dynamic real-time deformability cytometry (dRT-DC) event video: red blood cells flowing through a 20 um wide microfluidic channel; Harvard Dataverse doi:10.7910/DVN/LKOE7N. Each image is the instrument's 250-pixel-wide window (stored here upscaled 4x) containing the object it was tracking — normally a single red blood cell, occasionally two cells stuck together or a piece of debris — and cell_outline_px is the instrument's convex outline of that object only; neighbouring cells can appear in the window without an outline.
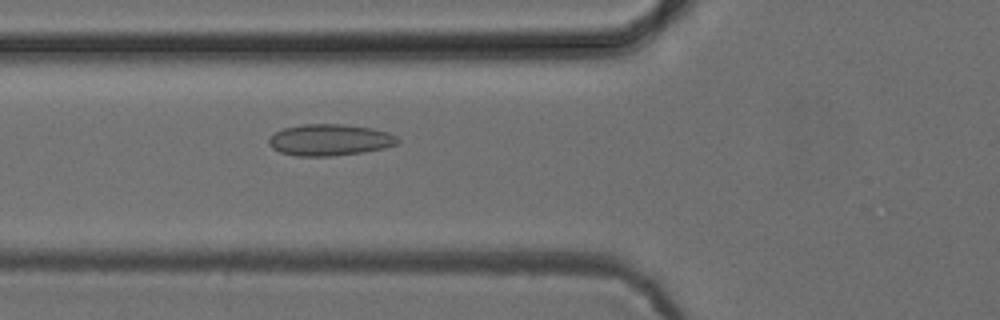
{"species": "common noctule bat (a hibernating species)", "species_latin": "Nyctalus noctula", "temperature_condition": "cold", "stored_images_in_passage": 45, "camera_frame_rate_fps": 3000, "um_per_image_px": 0.085, "animal": {"sex": "female", "body_mass_g": 24.6, "forearm_length_mm": 56.2}, "frame": {"image": 1, "passage_image": 19, "time_ms": 6.0, "image_size_px": [1000, 320], "cell_outline_px": [[400, 140], [396, 144], [384, 148], [364, 152], [332, 156], [296, 156], [280, 152], [272, 148], [268, 144], [268, 140], [276, 132], [284, 128], [304, 124], [344, 124], [372, 128], [388, 132], [396, 136]], "centroid_in_image_um": [28.04, 11.89], "position_along_channel_um": 97.8, "area_um2": 23.64}}
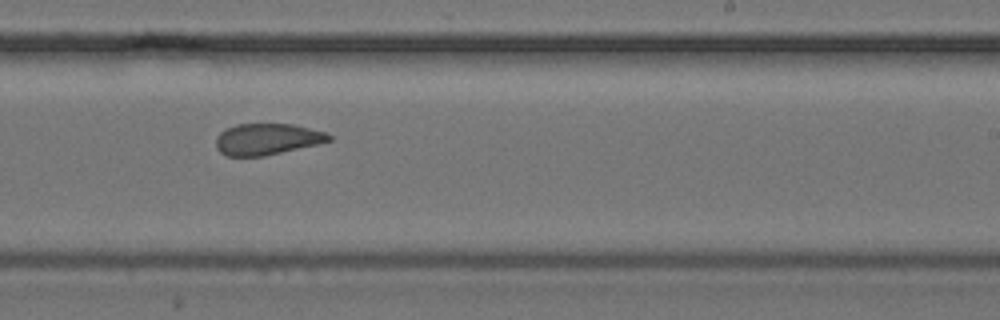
{"frame": {"image": 2, "passage_image": 32, "time_ms": 10.333, "image_size_px": [1000, 320], "cell_outline_px": [[332, 140], [320, 144], [264, 156], [228, 156], [220, 152], [216, 148], [216, 136], [220, 132], [236, 124], [292, 124], [328, 132], [332, 136]], "centroid_in_image_um": [22.74, 11.83], "position_along_channel_um": 266.3, "area_um2": 20.81}}
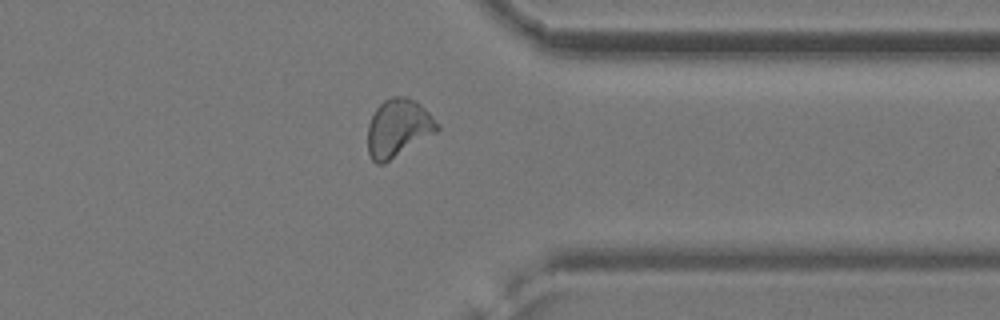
{"frame": {"image": 3, "passage_image": 41, "time_ms": 13.333, "image_size_px": [1000, 320], "cell_outline_px": [[440, 128], [436, 132], [384, 164], [376, 164], [372, 160], [368, 152], [368, 124], [376, 108], [384, 100], [392, 96], [408, 96], [416, 100], [440, 124]], "centroid_in_image_um": [33.84, 10.87], "position_along_channel_um": 377.6, "area_um2": 23.47}, "authors_computed_cell_mechanics": {"area_um2": 22.8888, "velocity_mm_per_s": 3.8788, "shape_relaxation_time_tau1_ms": null, "shape_relaxation_time_tau2_ms": 1.4151, "deformation_change_tau1": null, "deformation_change_tau2": 0.0612}}